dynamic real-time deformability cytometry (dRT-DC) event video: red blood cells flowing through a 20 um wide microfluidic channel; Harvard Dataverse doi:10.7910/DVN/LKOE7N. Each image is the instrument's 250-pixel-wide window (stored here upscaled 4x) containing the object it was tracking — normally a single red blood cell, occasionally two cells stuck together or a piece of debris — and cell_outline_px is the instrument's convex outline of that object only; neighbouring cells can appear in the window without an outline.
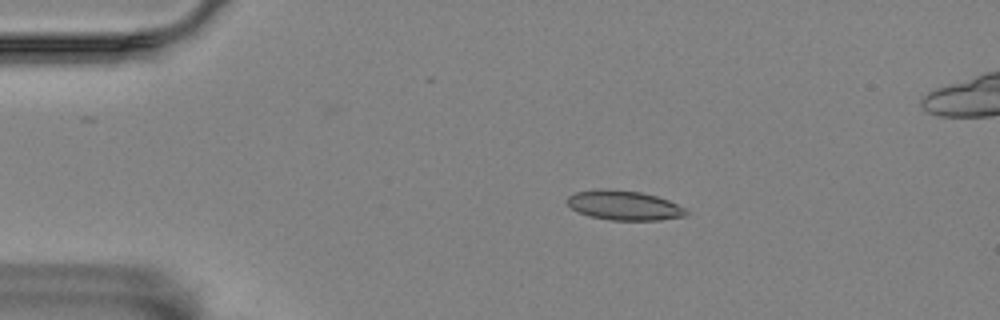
{"species": "Egyptian fruit bat (a non-hibernating species)", "species_latin": "Rousettus aegyptiacus", "temperature_condition": "room temperature", "stored_images_in_passage": 5, "camera_frame_rate_fps": 3000, "um_per_image_px": 0.085, "animal": {"sex": "female"}, "frame": {"image": 1, "passage_image": 3, "time_ms": 2.333, "image_size_px": [1000, 320], "cell_outline_px": [[688, 216], [660, 220], [612, 220], [588, 216], [572, 208], [568, 204], [568, 196], [576, 192], [600, 188], [640, 192], [656, 196], [668, 200], [684, 208], [688, 212]], "centroid_in_image_um": [53.06, 17.46], "position_along_channel_um": 31.9, "area_um2": 20.35}}